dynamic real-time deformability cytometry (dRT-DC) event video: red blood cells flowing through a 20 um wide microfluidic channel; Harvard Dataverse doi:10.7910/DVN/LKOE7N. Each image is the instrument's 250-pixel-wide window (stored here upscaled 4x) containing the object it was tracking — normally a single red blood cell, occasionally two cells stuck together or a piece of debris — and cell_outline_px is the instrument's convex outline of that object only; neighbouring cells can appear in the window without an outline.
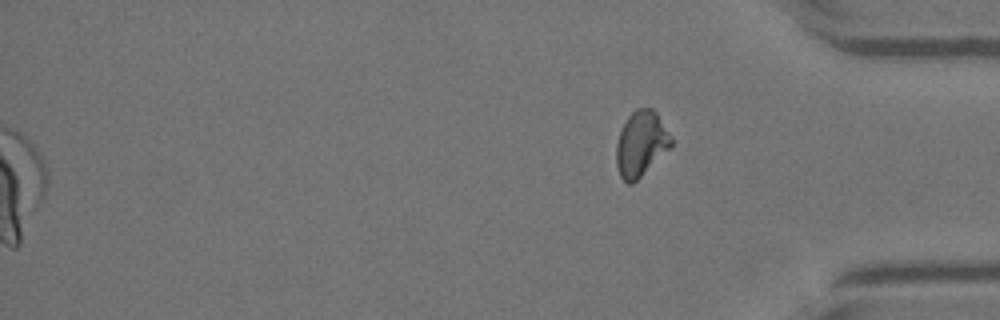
{"species": "Egyptian fruit bat (a non-hibernating species)", "species_latin": "Rousettus aegyptiacus", "temperature_condition": "warm", "stored_images_in_passage": 48, "camera_frame_rate_fps": 3000, "um_per_image_px": 0.085, "animal": {"sex": "female"}, "frame": {"image": 1, "passage_image": 48, "time_ms": 15.667, "image_size_px": [1000, 320], "cell_outline_px": [[672, 144], [632, 184], [628, 184], [620, 176], [616, 164], [616, 144], [620, 132], [628, 116], [636, 108], [652, 108], [656, 112], [672, 140]], "centroid_in_image_um": [54.44, 12.2], "position_along_channel_um": 380.8, "area_um2": 20.17}}